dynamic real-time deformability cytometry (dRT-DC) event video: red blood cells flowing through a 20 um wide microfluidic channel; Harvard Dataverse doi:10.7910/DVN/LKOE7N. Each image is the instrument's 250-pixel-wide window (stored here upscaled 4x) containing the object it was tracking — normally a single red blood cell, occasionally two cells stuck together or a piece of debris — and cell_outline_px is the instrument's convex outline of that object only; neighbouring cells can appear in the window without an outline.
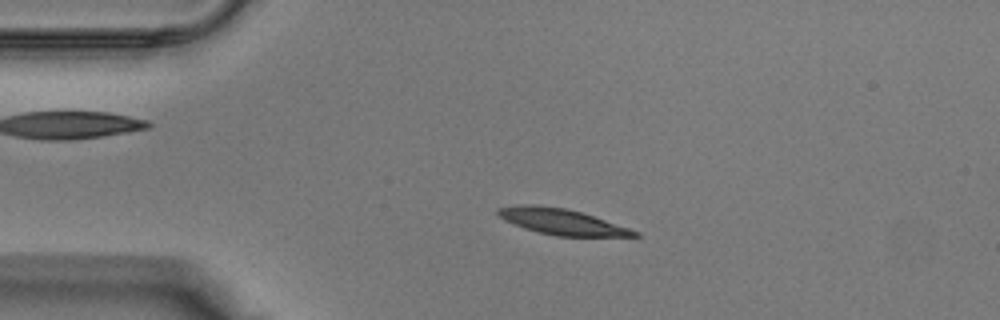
{"species": "Egyptian fruit bat (a non-hibernating species)", "species_latin": "Rousettus aegyptiacus", "temperature_condition": "warm", "stored_images_in_passage": 37, "camera_frame_rate_fps": 3000, "um_per_image_px": 0.085, "animal": {"sex": "male"}, "frame": {"image": 1, "passage_image": 6, "time_ms": 1.667, "image_size_px": [1000, 320], "cell_outline_px": [[640, 236], [556, 236], [524, 228], [504, 220], [496, 216], [496, 208], [516, 204], [536, 204], [564, 208], [580, 212], [640, 232]], "centroid_in_image_um": [47.64, 18.82], "position_along_channel_um": 37.4, "area_um2": 20.4}}
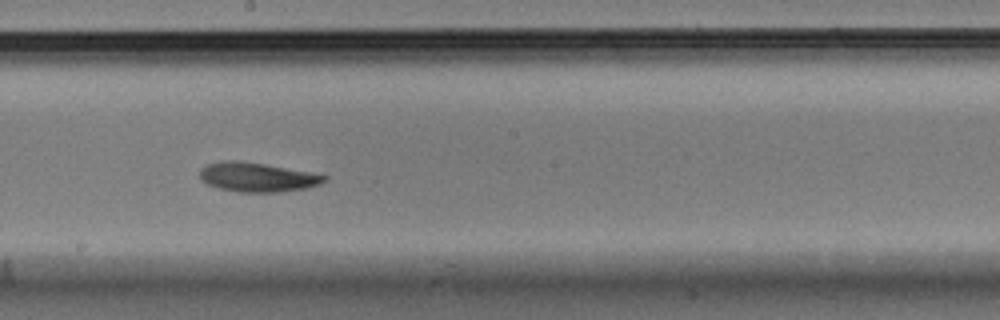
{"frame": {"image": 2, "passage_image": 19, "time_ms": 6.0, "image_size_px": [1000, 320], "cell_outline_px": [[328, 176], [320, 184], [304, 188], [276, 192], [240, 192], [220, 188], [208, 184], [200, 176], [200, 168], [208, 164], [220, 160], [240, 160], [264, 164], [308, 172]], "centroid_in_image_um": [21.82, 15.04], "position_along_channel_um": 226.4, "area_um2": 20.87}}
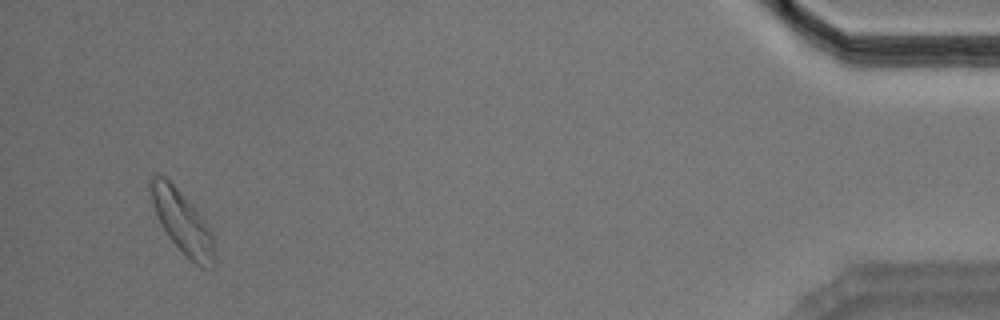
{"frame": {"image": 3, "passage_image": 35, "time_ms": 11.333, "image_size_px": [1000, 320], "cell_outline_px": [[216, 264], [212, 268], [200, 268], [168, 236], [156, 212], [152, 200], [148, 184], [148, 176], [152, 172], [164, 176], [196, 208], [212, 232], [216, 260]], "centroid_in_image_um": [15.51, 18.85], "position_along_channel_um": 419.7, "area_um2": 23.06}}